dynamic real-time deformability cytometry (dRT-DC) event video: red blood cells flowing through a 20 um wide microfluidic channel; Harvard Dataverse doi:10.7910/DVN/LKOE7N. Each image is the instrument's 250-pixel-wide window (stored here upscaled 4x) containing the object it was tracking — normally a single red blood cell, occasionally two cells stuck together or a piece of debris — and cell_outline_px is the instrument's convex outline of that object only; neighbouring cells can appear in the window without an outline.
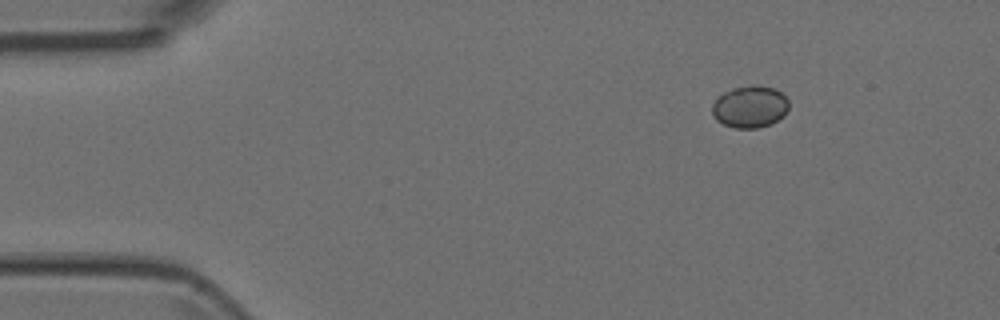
{"species": "Egyptian fruit bat (a non-hibernating species)", "species_latin": "Rousettus aegyptiacus", "temperature_condition": "room temperature", "stored_images_in_passage": 4, "camera_frame_rate_fps": 3000, "um_per_image_px": 0.085, "animal": {"sex": "female"}, "frame": {"image": 1, "passage_image": 1, "time_ms": 0.0, "image_size_px": [1000, 320], "cell_outline_px": [[788, 108], [784, 116], [768, 124], [756, 128], [736, 128], [724, 124], [716, 120], [712, 116], [712, 104], [724, 92], [732, 88], [752, 84], [756, 84], [776, 88], [788, 100]], "centroid_in_image_um": [63.74, 9.05], "position_along_channel_um": 21.3, "area_um2": 18.79}}